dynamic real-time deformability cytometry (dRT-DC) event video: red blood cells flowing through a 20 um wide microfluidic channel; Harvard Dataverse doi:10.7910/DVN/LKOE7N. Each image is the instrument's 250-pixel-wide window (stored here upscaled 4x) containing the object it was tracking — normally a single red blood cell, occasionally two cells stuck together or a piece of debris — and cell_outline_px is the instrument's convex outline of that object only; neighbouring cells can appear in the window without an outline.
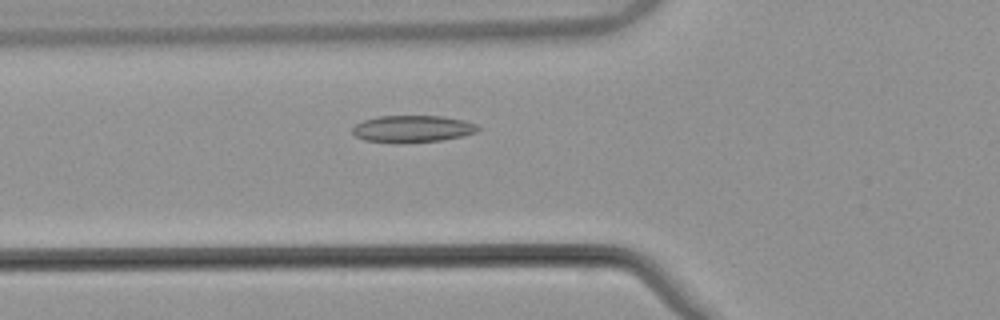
{"species": "common noctule bat (a hibernating species)", "species_latin": "Nyctalus noctula", "temperature_condition": "warm", "stored_images_in_passage": 42, "camera_frame_rate_fps": 3000, "um_per_image_px": 0.085, "animal": {"sex": "male", "body_mass_g": 21.5, "forearm_length_mm": 52.0}, "frame": {"image": 1, "passage_image": 8, "time_ms": 2.333, "image_size_px": [1000, 320], "cell_outline_px": [[480, 128], [476, 132], [464, 136], [440, 140], [400, 144], [396, 144], [364, 140], [356, 136], [352, 132], [352, 128], [360, 120], [380, 116], [444, 116], [464, 120], [476, 124]], "centroid_in_image_um": [35.04, 10.96], "position_along_channel_um": 90.8, "area_um2": 20.06}}
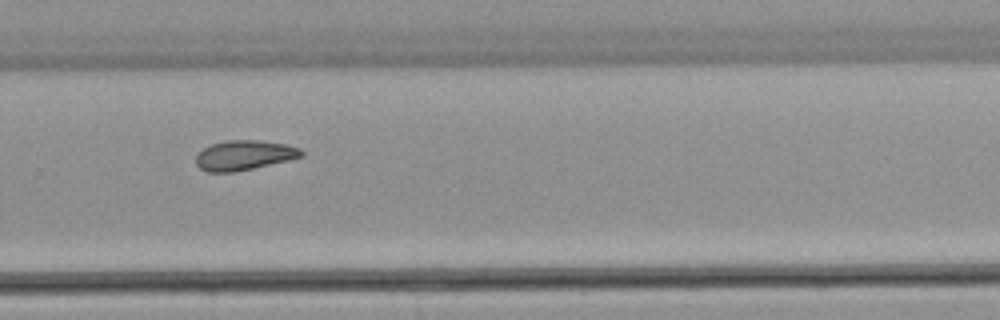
{"frame": {"image": 2, "passage_image": 25, "time_ms": 8.0, "image_size_px": [1000, 320], "cell_outline_px": [[304, 156], [288, 160], [252, 168], [232, 172], [208, 172], [200, 168], [196, 164], [196, 156], [204, 148], [212, 144], [228, 140], [260, 140], [284, 144], [300, 148], [304, 152]], "centroid_in_image_um": [20.76, 13.19], "position_along_channel_um": 309.0, "area_um2": 18.09}}
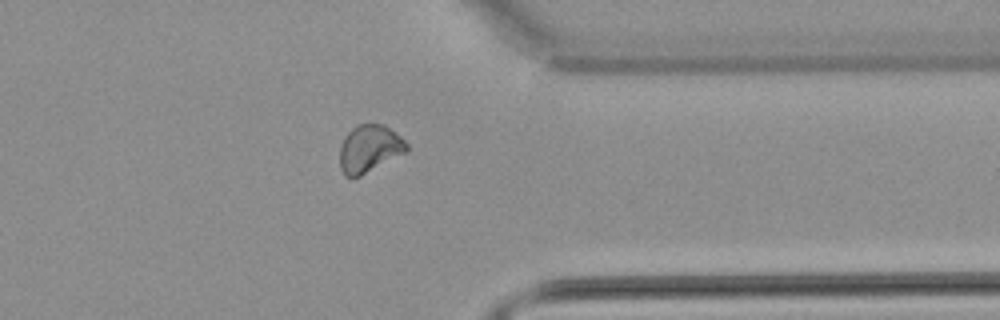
{"frame": {"image": 3, "passage_image": 31, "time_ms": 10.0, "image_size_px": [1000, 320], "cell_outline_px": [[408, 152], [352, 180], [344, 176], [340, 168], [340, 144], [344, 136], [356, 124], [384, 124], [400, 136], [408, 144]], "centroid_in_image_um": [31.38, 12.66], "position_along_channel_um": 380.0, "area_um2": 18.9}, "authors_computed_cell_mechanics": {"area_um2": 18.6694, "velocity_mm_per_s": 3.8522, "shape_relaxation_time_tau1_ms": null, "shape_relaxation_time_tau2_ms": 7.0156, "deformation_change_tau1": null, "deformation_change_tau2": 0.1079}}